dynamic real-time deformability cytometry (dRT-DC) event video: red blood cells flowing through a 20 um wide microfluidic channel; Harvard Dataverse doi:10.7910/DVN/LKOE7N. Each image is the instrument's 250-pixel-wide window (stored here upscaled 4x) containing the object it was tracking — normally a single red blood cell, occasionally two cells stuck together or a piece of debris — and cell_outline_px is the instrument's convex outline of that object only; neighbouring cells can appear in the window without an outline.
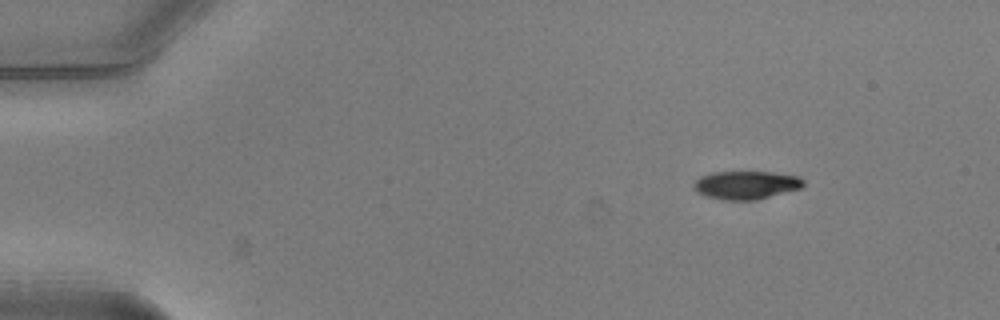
{"species": "common noctule bat (a hibernating species)", "species_latin": "Nyctalus noctula", "temperature_condition": "warm", "stored_images_in_passage": 8, "camera_frame_rate_fps": 3000, "um_per_image_px": 0.085, "animal": {"sex": "male", "body_mass_g": 20.5, "forearm_length_mm": 52.5}, "frame": {"image": 1, "passage_image": 8, "time_ms": 2.333, "image_size_px": [1000, 320], "cell_outline_px": [[804, 184], [800, 188], [756, 200], [724, 200], [704, 196], [696, 192], [692, 188], [692, 184], [700, 176], [712, 172], [772, 172], [800, 176], [804, 180]], "centroid_in_image_um": [63.37, 15.72], "position_along_channel_um": 21.6, "area_um2": 18.21}}